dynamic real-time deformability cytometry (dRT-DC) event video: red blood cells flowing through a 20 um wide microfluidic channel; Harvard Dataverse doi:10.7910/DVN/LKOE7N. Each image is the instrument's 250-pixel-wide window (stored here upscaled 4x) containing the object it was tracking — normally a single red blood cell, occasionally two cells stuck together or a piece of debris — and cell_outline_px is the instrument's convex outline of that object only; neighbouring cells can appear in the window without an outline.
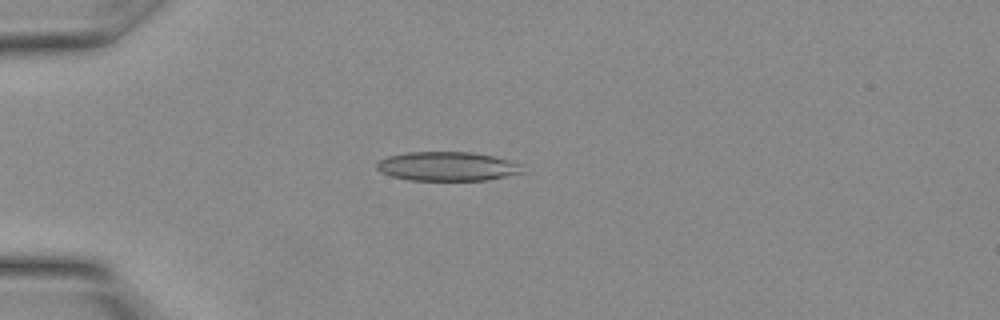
{"species": "Egyptian fruit bat (a non-hibernating species)", "species_latin": "Rousettus aegyptiacus", "temperature_condition": "warm", "stored_images_in_passage": 13, "camera_frame_rate_fps": 3000, "um_per_image_px": 0.085, "animal": {"sex": "female"}, "frame": {"image": 1, "passage_image": 8, "time_ms": 2.333, "image_size_px": [1000, 320], "cell_outline_px": [[524, 172], [508, 176], [488, 180], [408, 180], [392, 176], [380, 172], [376, 168], [376, 164], [380, 160], [388, 156], [408, 152], [472, 152], [492, 156], [508, 160], [520, 164]], "centroid_in_image_um": [38.01, 14.14], "position_along_channel_um": 47.0, "area_um2": 24.68}}
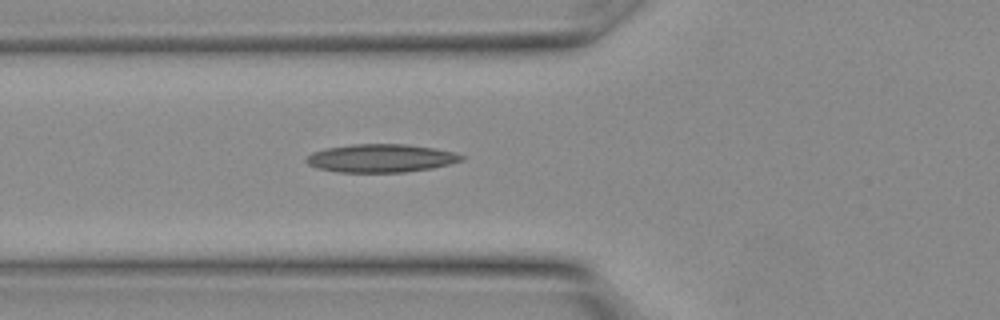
{"frame": {"image": 2, "passage_image": 11, "time_ms": 3.333, "image_size_px": [1000, 320], "cell_outline_px": [[464, 160], [432, 168], [404, 172], [336, 172], [316, 168], [308, 164], [304, 160], [312, 152], [324, 148], [352, 144], [408, 144], [436, 148], [456, 152], [464, 156]], "centroid_in_image_um": [32.37, 13.44], "position_along_channel_um": 93.4, "area_um2": 25.72}}
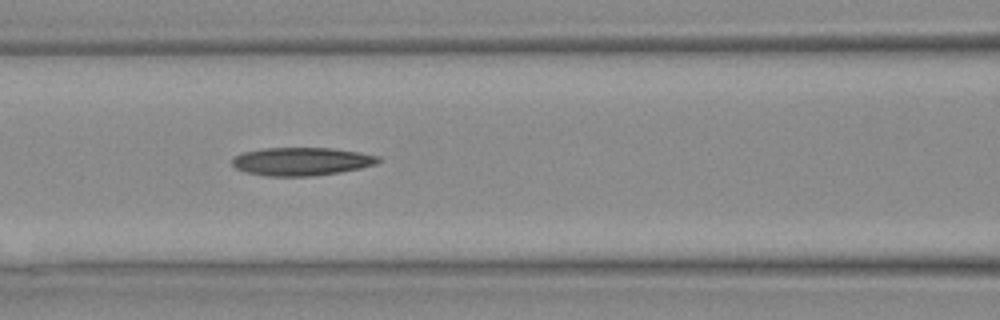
{"frame": {"image": 3, "passage_image": 13, "time_ms": 4.0, "image_size_px": [1000, 320], "cell_outline_px": [[380, 160], [376, 164], [360, 168], [340, 172], [312, 176], [268, 176], [244, 172], [236, 168], [232, 164], [232, 160], [240, 152], [260, 148], [332, 148], [360, 152], [380, 156]], "centroid_in_image_um": [25.61, 13.71], "position_along_channel_um": 141.0, "area_um2": 24.1}}